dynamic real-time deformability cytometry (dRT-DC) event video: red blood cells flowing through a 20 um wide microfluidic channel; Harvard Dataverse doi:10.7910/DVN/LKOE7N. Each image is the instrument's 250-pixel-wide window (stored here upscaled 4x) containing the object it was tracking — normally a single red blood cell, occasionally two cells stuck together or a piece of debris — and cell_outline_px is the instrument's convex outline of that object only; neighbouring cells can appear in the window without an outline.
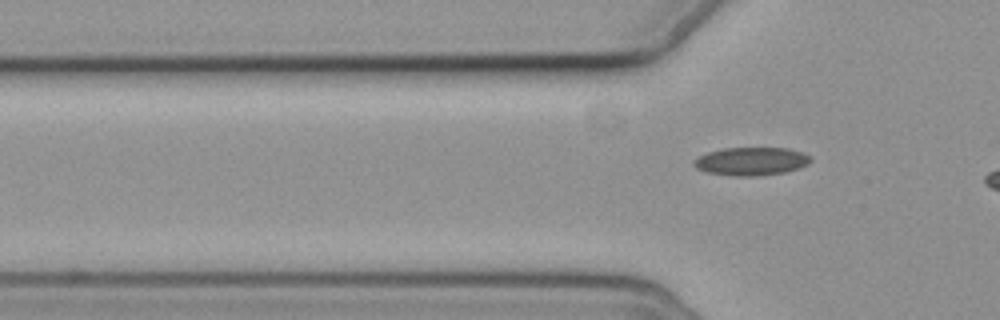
{"species": "common noctule bat (a hibernating species)", "species_latin": "Nyctalus noctula", "temperature_condition": "cold", "stored_images_in_passage": 7, "segment_of_instrument_passage": [2, 2], "camera_frame_rate_fps": 3000, "um_per_image_px": 0.085, "animal": {"sex": "female", "body_mass_g": 19.3, "forearm_length_mm": 54.1}, "frame": {"image": 1, "passage_image": 7, "time_ms": 6.667, "image_size_px": [1000, 320], "cell_outline_px": [[812, 160], [808, 164], [784, 172], [756, 176], [732, 176], [708, 172], [696, 168], [692, 164], [692, 160], [708, 152], [724, 148], [788, 148], [800, 152], [808, 156]], "centroid_in_image_um": [63.81, 13.71], "position_along_channel_um": 62.0, "area_um2": 18.96}}